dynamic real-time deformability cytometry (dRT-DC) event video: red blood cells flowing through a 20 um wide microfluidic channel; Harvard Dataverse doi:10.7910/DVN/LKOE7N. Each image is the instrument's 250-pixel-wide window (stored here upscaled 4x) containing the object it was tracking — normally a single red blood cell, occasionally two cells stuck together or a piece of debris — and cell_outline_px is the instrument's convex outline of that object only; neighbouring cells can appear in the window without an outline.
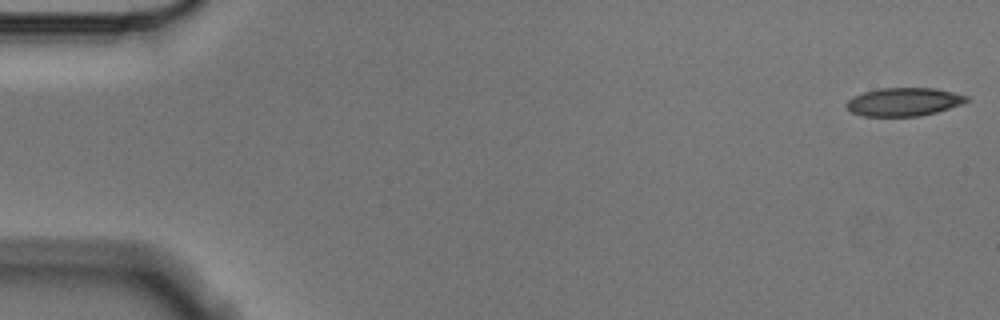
{"species": "Egyptian fruit bat (a non-hibernating species)", "species_latin": "Rousettus aegyptiacus", "temperature_condition": "cold", "stored_images_in_passage": 13, "camera_frame_rate_fps": 3000, "um_per_image_px": 0.085, "animal": {"sex": "male"}, "frame": {"image": 1, "passage_image": 1, "time_ms": 0.0, "image_size_px": [1000, 320], "cell_outline_px": [[972, 100], [936, 112], [920, 116], [864, 116], [852, 112], [844, 104], [852, 96], [864, 92], [880, 88], [936, 88], [968, 96]], "centroid_in_image_um": [76.82, 8.65], "position_along_channel_um": 8.2, "area_um2": 19.77}}